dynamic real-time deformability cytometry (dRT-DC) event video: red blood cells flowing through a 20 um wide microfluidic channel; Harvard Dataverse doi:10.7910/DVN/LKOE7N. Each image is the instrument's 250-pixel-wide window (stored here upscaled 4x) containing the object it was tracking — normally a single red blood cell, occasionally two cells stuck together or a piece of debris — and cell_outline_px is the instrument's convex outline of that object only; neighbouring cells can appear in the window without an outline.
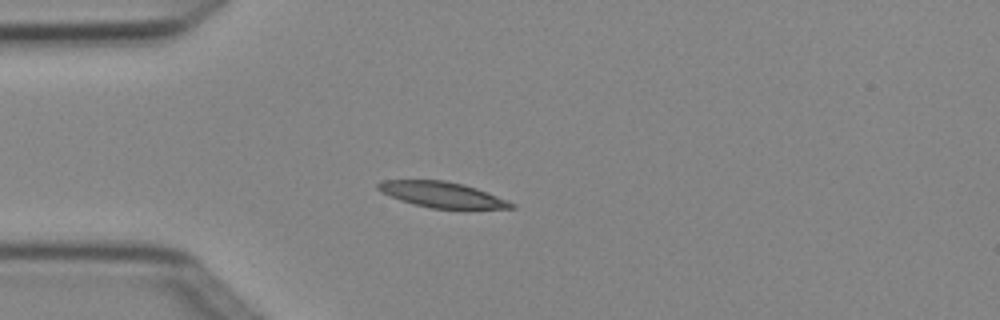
{"species": "Egyptian fruit bat (a non-hibernating species)", "species_latin": "Rousettus aegyptiacus", "temperature_condition": "cold", "stored_images_in_passage": 3, "camera_frame_rate_fps": 3000, "um_per_image_px": 0.085, "animal": {"sex": "female"}, "frame": {"image": 1, "passage_image": 3, "time_ms": 0.667, "image_size_px": [1000, 320], "cell_outline_px": [[516, 208], [432, 208], [400, 200], [380, 192], [376, 188], [376, 184], [384, 180], [444, 180], [464, 184], [476, 188], [516, 204]], "centroid_in_image_um": [37.53, 16.53], "position_along_channel_um": 47.5, "area_um2": 19.59}}